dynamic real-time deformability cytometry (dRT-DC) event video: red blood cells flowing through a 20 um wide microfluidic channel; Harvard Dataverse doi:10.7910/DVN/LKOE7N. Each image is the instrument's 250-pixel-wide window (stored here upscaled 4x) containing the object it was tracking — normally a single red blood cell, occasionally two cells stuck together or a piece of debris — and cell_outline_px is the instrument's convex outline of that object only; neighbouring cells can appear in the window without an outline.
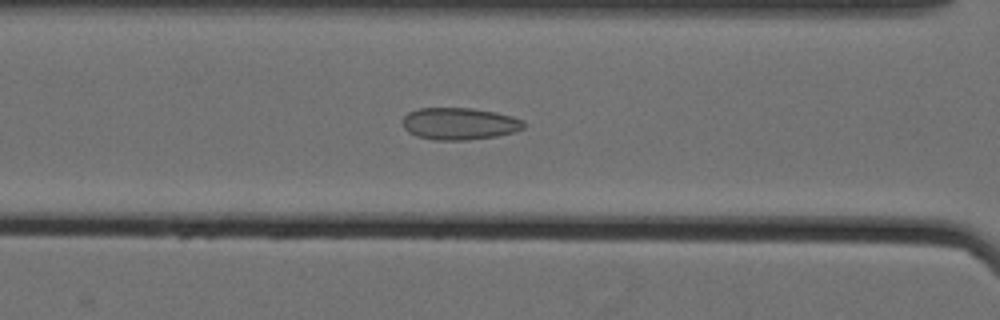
{"species": "Egyptian fruit bat (a non-hibernating species)", "species_latin": "Rousettus aegyptiacus", "temperature_condition": "cold", "stored_images_in_passage": 56, "camera_frame_rate_fps": 3000, "um_per_image_px": 0.085, "animal": {"sex": "female"}, "frame": {"image": 1, "passage_image": 24, "time_ms": 7.667, "image_size_px": [1000, 320], "cell_outline_px": [[524, 128], [512, 132], [496, 136], [468, 140], [436, 140], [416, 136], [408, 132], [404, 128], [404, 116], [408, 112], [416, 108], [472, 108], [496, 112], [512, 116], [524, 120]], "centroid_in_image_um": [39.04, 10.51], "position_along_channel_um": 127.6, "area_um2": 22.66}}
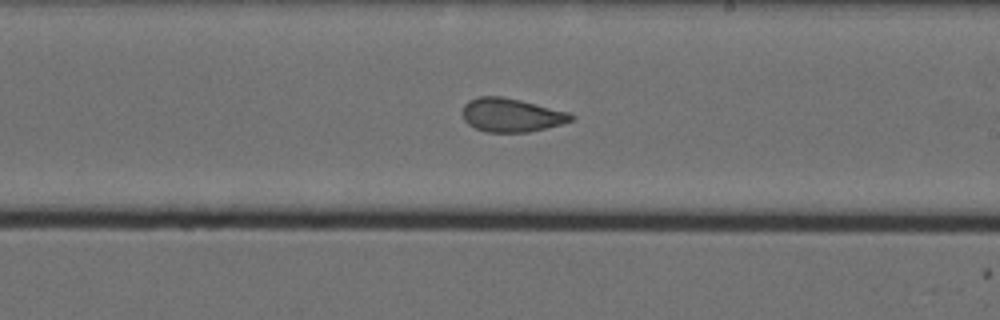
{"frame": {"image": 2, "passage_image": 34, "time_ms": 11.0, "image_size_px": [1000, 320], "cell_outline_px": [[576, 116], [572, 120], [560, 124], [528, 132], [484, 132], [468, 124], [464, 120], [460, 112], [464, 104], [468, 100], [480, 96], [500, 96], [520, 100], [568, 112]], "centroid_in_image_um": [43.4, 9.78], "position_along_channel_um": 245.6, "area_um2": 21.27}}
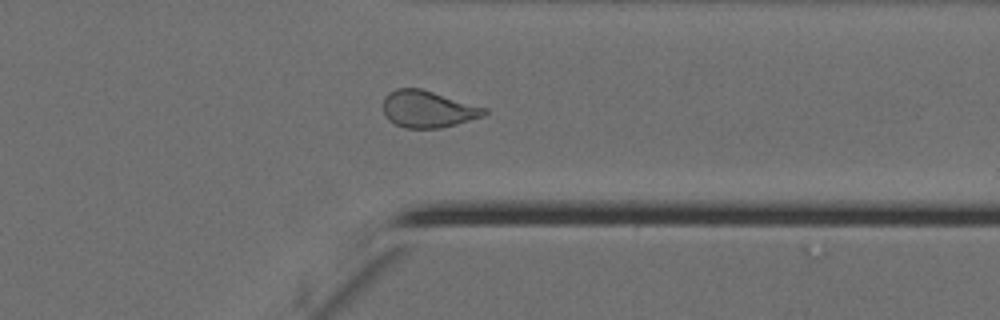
{"frame": {"image": 3, "passage_image": 45, "time_ms": 14.667, "image_size_px": [1000, 320], "cell_outline_px": [[488, 112], [484, 116], [456, 124], [440, 128], [404, 128], [388, 120], [384, 116], [384, 96], [388, 92], [396, 88], [420, 88], [488, 108]], "centroid_in_image_um": [36.37, 9.27], "position_along_channel_um": 375.0, "area_um2": 21.85}, "authors_computed_cell_mechanics": {"area_um2": 22.831, "velocity_mm_per_s": 3.5386, "shape_relaxation_time_tau1_ms": 8.3777, "shape_relaxation_time_tau2_ms": 1.1974, "deformation_change_tau1": 0.1672, "deformation_change_tau2": 0.0771}}